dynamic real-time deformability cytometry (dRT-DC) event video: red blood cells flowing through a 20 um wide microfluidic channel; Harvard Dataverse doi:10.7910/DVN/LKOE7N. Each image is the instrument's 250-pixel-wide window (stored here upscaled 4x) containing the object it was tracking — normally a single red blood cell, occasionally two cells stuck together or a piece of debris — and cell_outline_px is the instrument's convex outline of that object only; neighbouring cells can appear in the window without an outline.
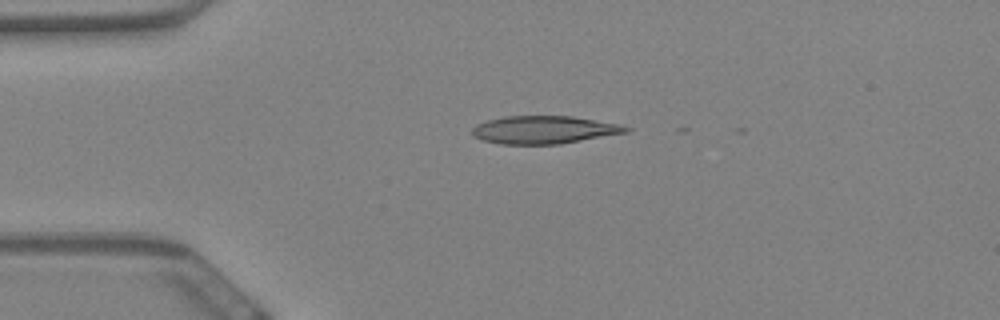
{"species": "Egyptian fruit bat (a non-hibernating species)", "species_latin": "Rousettus aegyptiacus", "temperature_condition": "warm", "stored_images_in_passage": 8, "camera_frame_rate_fps": 3000, "um_per_image_px": 0.085, "animal": {"sex": "female"}, "frame": {"image": 1, "passage_image": 1, "time_ms": 0.0, "image_size_px": [1000, 320], "cell_outline_px": [[632, 128], [628, 132], [560, 144], [500, 144], [484, 140], [472, 136], [472, 128], [476, 124], [488, 120], [504, 116], [572, 116], [620, 124]], "centroid_in_image_um": [46.24, 11.03], "position_along_channel_um": 38.8, "area_um2": 24.97}}
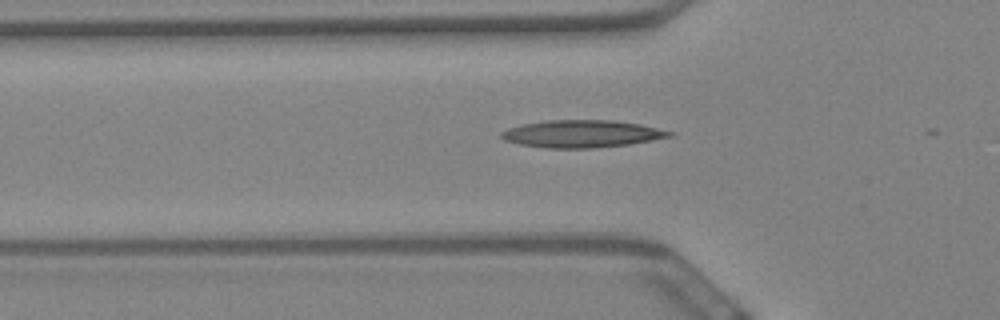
{"frame": {"image": 2, "passage_image": 7, "time_ms": 2.0, "image_size_px": [1000, 320], "cell_outline_px": [[676, 136], [628, 144], [592, 148], [548, 148], [520, 144], [504, 140], [500, 136], [500, 132], [508, 128], [524, 124], [548, 120], [612, 120], [640, 124], [676, 132]], "centroid_in_image_um": [49.5, 11.37], "position_along_channel_um": 76.3, "area_um2": 26.82}}